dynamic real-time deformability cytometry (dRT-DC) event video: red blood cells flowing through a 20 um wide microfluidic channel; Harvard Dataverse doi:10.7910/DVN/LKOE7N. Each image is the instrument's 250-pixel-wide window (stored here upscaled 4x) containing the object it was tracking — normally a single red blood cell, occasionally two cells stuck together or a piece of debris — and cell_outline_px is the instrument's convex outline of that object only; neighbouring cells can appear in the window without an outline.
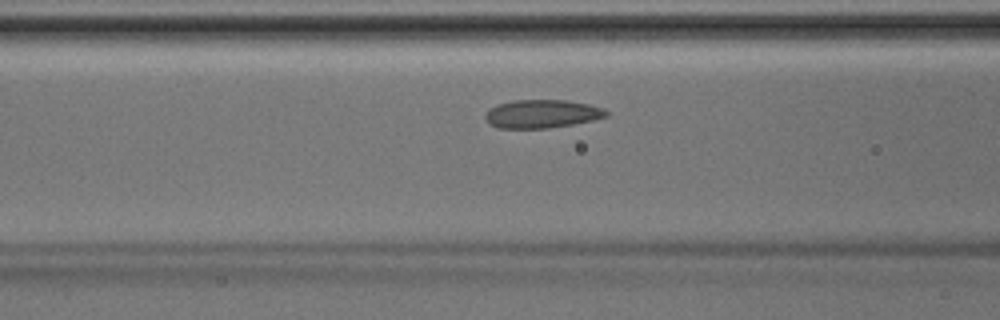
{"species": "Egyptian fruit bat (a non-hibernating species)", "species_latin": "Rousettus aegyptiacus", "temperature_condition": "room temperature", "stored_images_in_passage": 39, "segment_of_instrument_passage": [1, 2], "camera_frame_rate_fps": 3000, "um_per_image_px": 0.085, "animal": {"sex": "male"}, "frame": {"image": 1, "passage_image": 11, "time_ms": 3.333, "image_size_px": [1000, 320], "cell_outline_px": [[608, 116], [592, 120], [572, 124], [548, 128], [500, 128], [488, 124], [484, 116], [488, 108], [496, 104], [512, 100], [568, 100], [588, 104], [604, 108], [608, 112]], "centroid_in_image_um": [46.03, 9.67], "position_along_channel_um": 120.6, "area_um2": 20.11}}
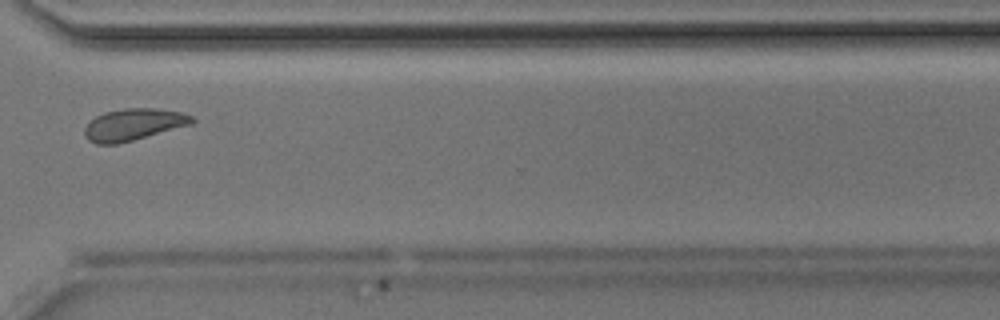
{"frame": {"image": 2, "passage_image": 27, "time_ms": 8.667, "image_size_px": [1000, 320], "cell_outline_px": [[196, 120], [192, 124], [132, 140], [116, 144], [96, 144], [88, 140], [84, 136], [84, 128], [96, 116], [104, 112], [124, 108], [152, 108], [180, 112], [192, 116]], "centroid_in_image_um": [11.32, 10.58], "position_along_channel_um": 359.3, "area_um2": 19.71}}
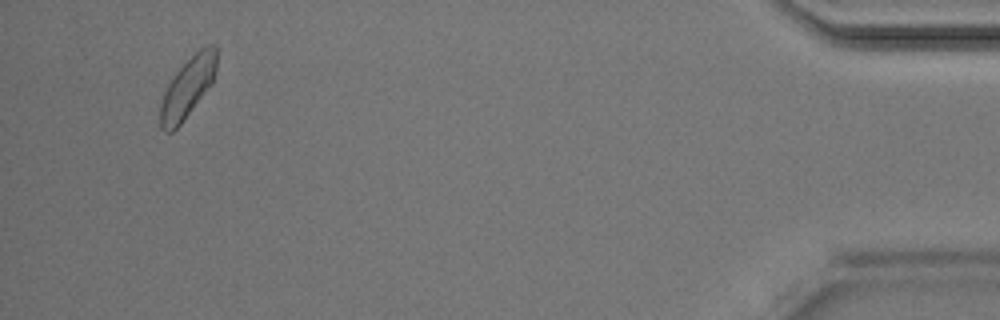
{"frame": {"image": 3, "passage_image": 36, "time_ms": 11.667, "image_size_px": [1000, 320], "cell_outline_px": [[216, 72], [212, 84], [180, 124], [172, 132], [164, 132], [160, 128], [160, 104], [164, 92], [172, 76], [200, 48], [208, 44], [212, 44], [216, 48]], "centroid_in_image_um": [15.94, 7.45], "position_along_channel_um": 419.3, "area_um2": 19.59}}